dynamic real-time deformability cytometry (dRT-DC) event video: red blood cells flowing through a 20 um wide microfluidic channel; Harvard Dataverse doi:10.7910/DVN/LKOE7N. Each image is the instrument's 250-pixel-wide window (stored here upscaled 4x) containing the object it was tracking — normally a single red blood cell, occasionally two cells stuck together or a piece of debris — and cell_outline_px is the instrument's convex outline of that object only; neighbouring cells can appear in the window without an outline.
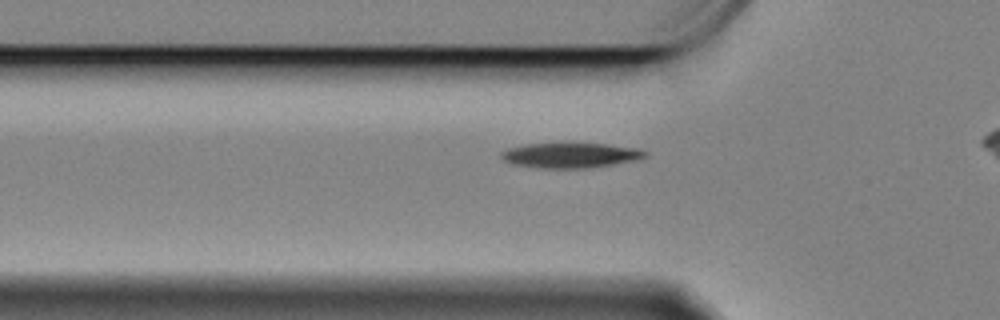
{"species": "Egyptian fruit bat (a non-hibernating species)", "species_latin": "Rousettus aegyptiacus", "temperature_condition": "cold", "stored_images_in_passage": 37, "camera_frame_rate_fps": 3000, "um_per_image_px": 0.085, "animal": {"sex": "female"}, "frame": {"image": 1, "passage_image": 10, "time_ms": 3.0, "image_size_px": [1000, 320], "cell_outline_px": [[648, 156], [636, 160], [588, 168], [536, 168], [512, 164], [504, 160], [500, 156], [500, 152], [508, 148], [524, 144], [608, 144], [636, 148], [648, 152]], "centroid_in_image_um": [48.47, 13.21], "position_along_channel_um": 77.3, "area_um2": 20.92}}
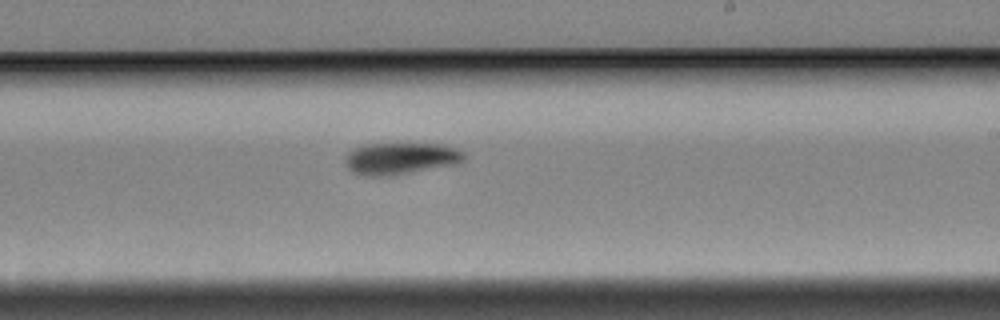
{"frame": {"image": 2, "passage_image": 26, "time_ms": 8.333, "image_size_px": [1000, 320], "cell_outline_px": [[464, 160], [456, 164], [388, 176], [368, 176], [352, 172], [348, 168], [348, 156], [356, 148], [364, 144], [444, 144], [464, 152]], "centroid_in_image_um": [34.11, 13.47], "position_along_channel_um": 254.9, "area_um2": 21.5}}
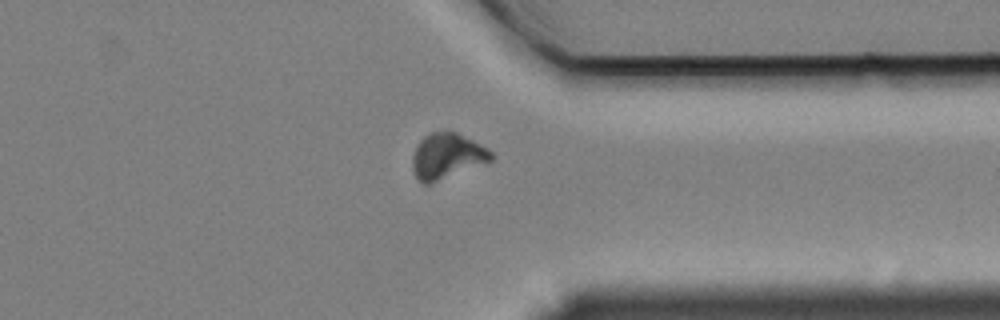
{"frame": {"image": 3, "passage_image": 37, "time_ms": 12.0, "image_size_px": [1000, 320], "cell_outline_px": [[492, 160], [428, 184], [424, 184], [412, 172], [412, 156], [416, 144], [424, 136], [432, 132], [456, 132], [488, 148], [492, 152]], "centroid_in_image_um": [37.95, 13.25], "position_along_channel_um": 373.5, "area_um2": 20.52}, "authors_computed_cell_mechanics": {"area_um2": 21.386, "velocity_mm_per_s": 3.3163, "shape_relaxation_time_tau1_ms": 2.3326, "shape_relaxation_time_tau2_ms": null, "deformation_change_tau1": 0.127, "deformation_change_tau2": null}}